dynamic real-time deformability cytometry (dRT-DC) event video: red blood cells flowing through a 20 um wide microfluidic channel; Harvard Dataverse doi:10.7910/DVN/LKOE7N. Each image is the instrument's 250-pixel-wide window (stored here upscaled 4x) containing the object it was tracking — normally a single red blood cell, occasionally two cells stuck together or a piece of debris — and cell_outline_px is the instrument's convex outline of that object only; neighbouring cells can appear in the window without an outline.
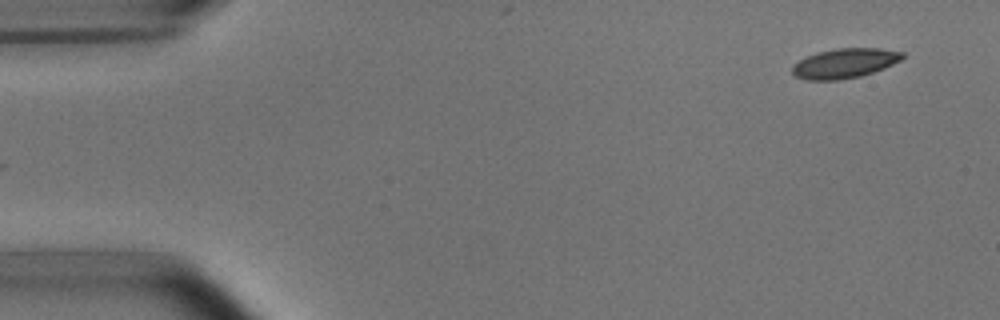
{"species": "common noctule bat (a hibernating species)", "species_latin": "Nyctalus noctula", "temperature_condition": "room temperature", "stored_images_in_passage": 50, "camera_frame_rate_fps": 3000, "um_per_image_px": 0.085, "animal": {"sex": "male", "body_mass_g": 15.6}, "frame": {"image": 1, "passage_image": 1, "time_ms": 0.0, "image_size_px": [1000, 320], "cell_outline_px": [[904, 56], [900, 60], [884, 68], [860, 76], [840, 80], [808, 80], [796, 76], [792, 72], [792, 64], [816, 52], [836, 48], [880, 48], [904, 52]], "centroid_in_image_um": [71.79, 5.37], "position_along_channel_um": 13.2, "area_um2": 19.02}}
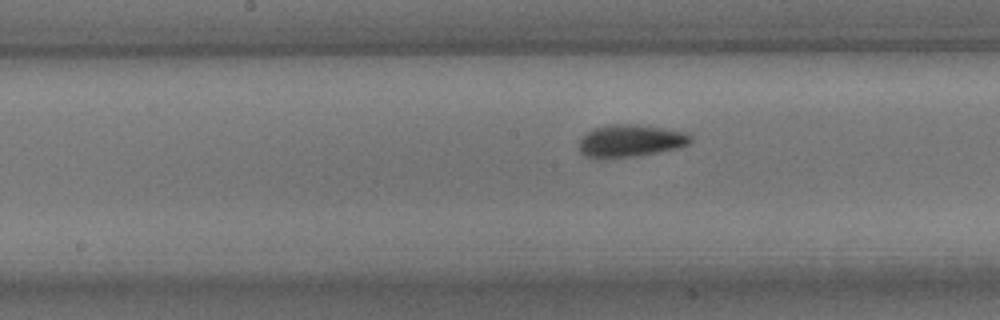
{"frame": {"image": 2, "passage_image": 24, "time_ms": 7.667, "image_size_px": [1000, 320], "cell_outline_px": [[692, 140], [688, 144], [676, 148], [656, 152], [632, 156], [604, 160], [584, 156], [580, 152], [580, 140], [592, 128], [608, 124], [636, 124], [664, 128], [684, 132], [692, 136]], "centroid_in_image_um": [53.54, 11.97], "position_along_channel_um": 194.7, "area_um2": 21.1}}
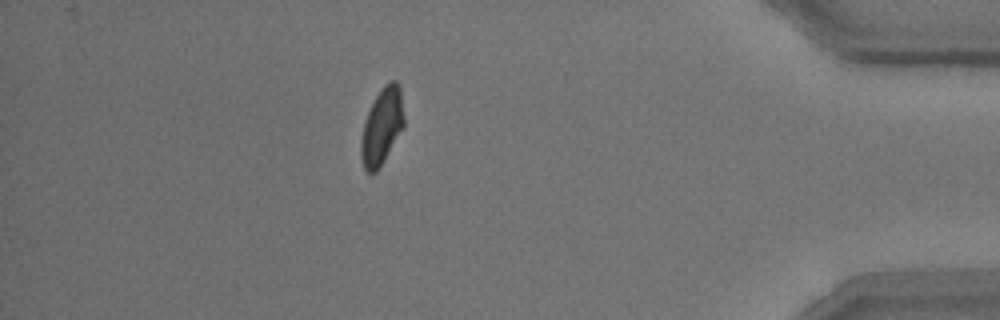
{"frame": {"image": 3, "passage_image": 44, "time_ms": 14.333, "image_size_px": [1000, 320], "cell_outline_px": [[404, 128], [384, 160], [376, 172], [368, 172], [364, 168], [360, 156], [360, 140], [364, 124], [368, 112], [376, 96], [384, 84], [388, 80], [396, 80], [400, 84], [404, 116]], "centroid_in_image_um": [32.48, 10.72], "position_along_channel_um": 402.7, "area_um2": 19.25}, "authors_computed_cell_mechanics": {"area_um2": 19.6809, "velocity_mm_per_s": 3.7822, "shape_relaxation_time_tau1_ms": 3.5979, "shape_relaxation_time_tau2_ms": 1.5781, "deformation_change_tau1": 0.1415, "deformation_change_tau2": 0.0779}}